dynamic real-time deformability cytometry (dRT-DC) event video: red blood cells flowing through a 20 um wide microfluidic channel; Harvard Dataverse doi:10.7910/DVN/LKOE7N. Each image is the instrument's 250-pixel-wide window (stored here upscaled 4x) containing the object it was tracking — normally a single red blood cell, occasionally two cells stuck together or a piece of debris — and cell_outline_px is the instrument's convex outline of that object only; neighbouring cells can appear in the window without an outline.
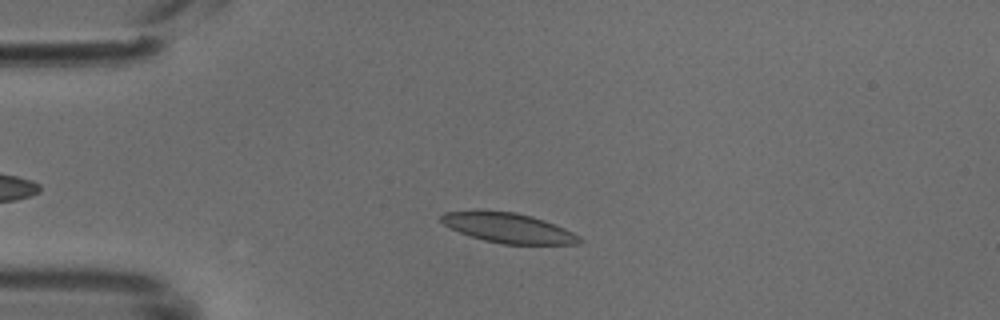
{"species": "common noctule bat (a hibernating species)", "species_latin": "Nyctalus noctula", "temperature_condition": "cold", "stored_images_in_passage": 29, "camera_frame_rate_fps": 3000, "um_per_image_px": 0.085, "animal": {"sex": "male", "body_mass_g": 18.8}, "frame": {"image": 1, "passage_image": 1, "time_ms": 0.0, "image_size_px": [1000, 320], "cell_outline_px": [[584, 240], [576, 244], [504, 244], [484, 240], [460, 232], [444, 224], [440, 220], [440, 216], [444, 212], [516, 212], [532, 216], [544, 220], [564, 228], [580, 236]], "centroid_in_image_um": [43.28, 19.39], "position_along_channel_um": 41.7, "area_um2": 23.41}}
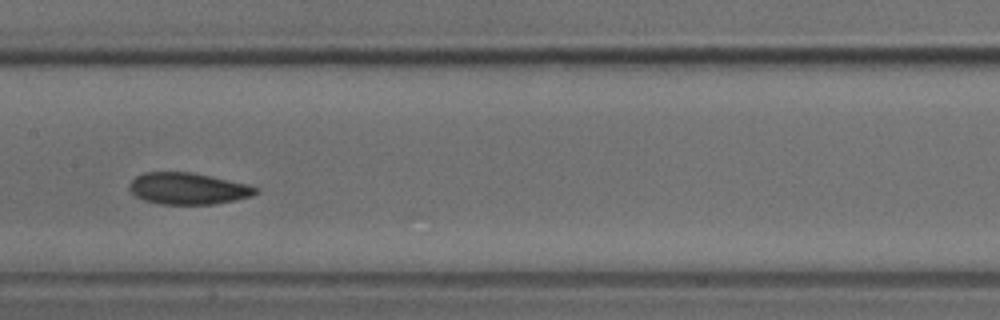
{"frame": {"image": 2, "passage_image": 14, "time_ms": 4.333, "image_size_px": [1000, 320], "cell_outline_px": [[260, 192], [252, 196], [212, 204], [160, 204], [144, 200], [136, 196], [128, 188], [128, 184], [136, 176], [144, 172], [192, 172], [248, 184], [260, 188]], "centroid_in_image_um": [15.98, 16.02], "position_along_channel_um": 191.4, "area_um2": 23.29}}
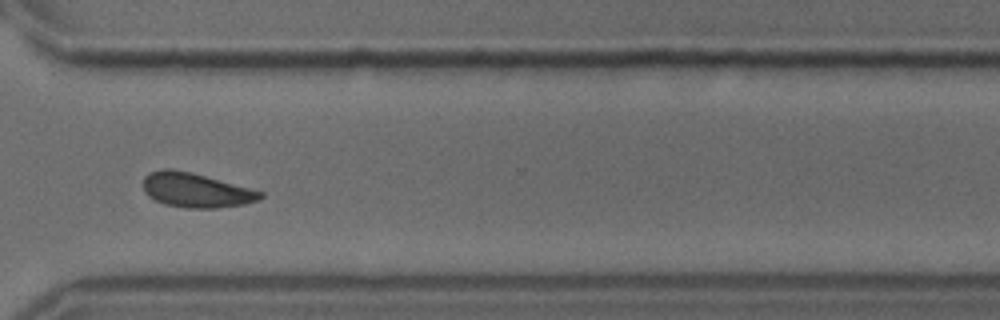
{"frame": {"image": 3, "passage_image": 26, "time_ms": 8.333, "image_size_px": [1000, 320], "cell_outline_px": [[264, 196], [256, 200], [244, 204], [216, 208], [188, 208], [164, 204], [148, 196], [144, 192], [144, 176], [148, 172], [164, 168], [168, 168], [192, 172], [264, 192]], "centroid_in_image_um": [16.62, 16.16], "position_along_channel_um": 354.0, "area_um2": 23.47}}